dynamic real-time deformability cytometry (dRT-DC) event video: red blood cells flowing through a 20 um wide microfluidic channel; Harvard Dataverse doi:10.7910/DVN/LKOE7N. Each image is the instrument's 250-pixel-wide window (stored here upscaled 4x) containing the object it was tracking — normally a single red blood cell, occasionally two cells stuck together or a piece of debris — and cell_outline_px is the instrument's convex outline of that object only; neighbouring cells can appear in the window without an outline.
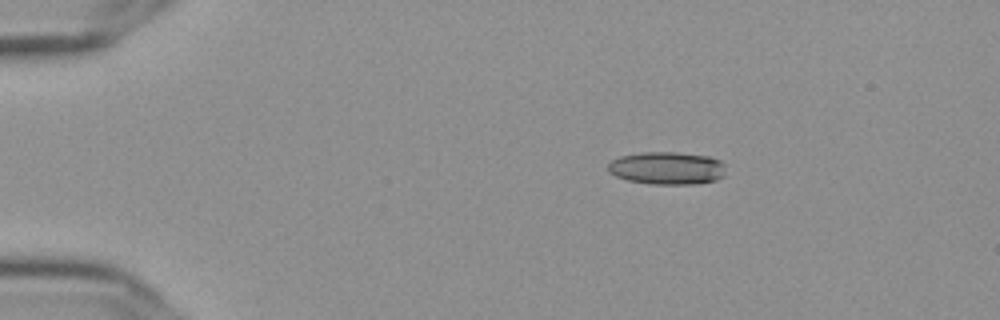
{"species": "Egyptian fruit bat (a non-hibernating species)", "species_latin": "Rousettus aegyptiacus", "temperature_condition": "cold", "stored_images_in_passage": 47, "camera_frame_rate_fps": 3000, "um_per_image_px": 0.085, "frame": {"image": 1, "passage_image": 1, "time_ms": 0.0, "image_size_px": [1000, 320], "cell_outline_px": [[724, 176], [716, 180], [692, 184], [652, 184], [628, 180], [616, 176], [608, 172], [608, 164], [612, 160], [620, 156], [640, 152], [676, 152], [708, 156], [720, 160], [724, 164]], "centroid_in_image_um": [56.69, 14.28], "position_along_channel_um": 28.3, "area_um2": 22.48}}
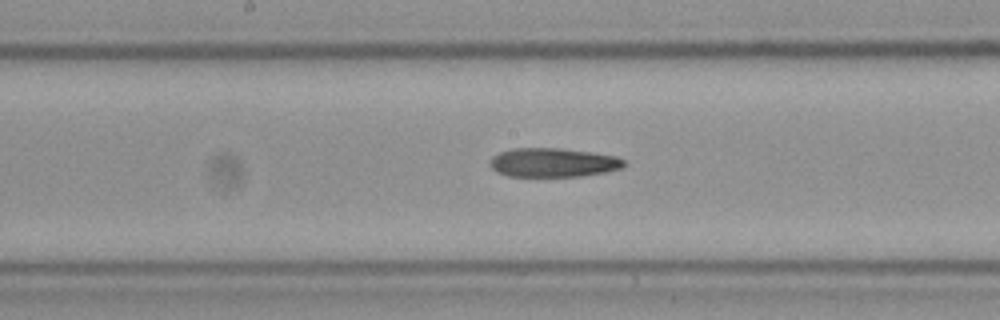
{"frame": {"image": 2, "passage_image": 21, "time_ms": 6.667, "image_size_px": [1000, 320], "cell_outline_px": [[624, 164], [620, 168], [604, 172], [580, 176], [508, 176], [496, 172], [492, 168], [492, 156], [500, 152], [512, 148], [560, 148], [592, 152], [616, 156], [624, 160]], "centroid_in_image_um": [47.0, 13.81], "position_along_channel_um": 201.2, "area_um2": 22.43}}
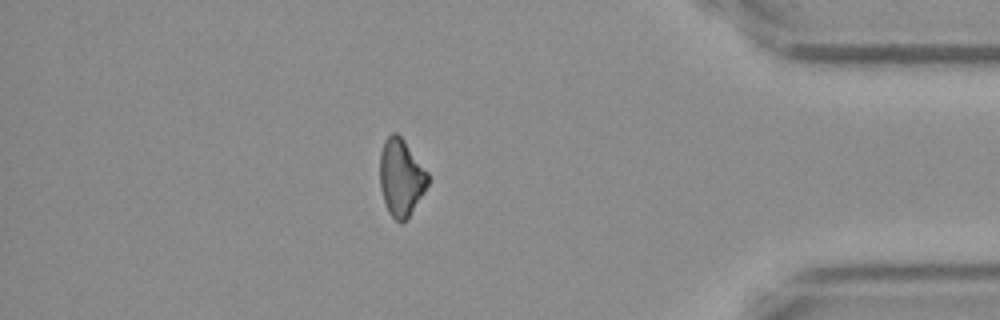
{"frame": {"image": 3, "passage_image": 40, "time_ms": 13.0, "image_size_px": [1000, 320], "cell_outline_px": [[428, 184], [424, 192], [408, 216], [400, 224], [388, 212], [380, 188], [380, 152], [384, 140], [392, 132], [396, 132], [404, 140], [428, 172]], "centroid_in_image_um": [34.07, 15.06], "position_along_channel_um": 401.1, "area_um2": 21.39}, "authors_computed_cell_mechanics": {"area_um2": 22.8888, "velocity_mm_per_s": 3.6626, "shape_relaxation_time_tau1_ms": 9.5885, "shape_relaxation_time_tau2_ms": null, "deformation_change_tau1": 0.2198, "deformation_change_tau2": null}}